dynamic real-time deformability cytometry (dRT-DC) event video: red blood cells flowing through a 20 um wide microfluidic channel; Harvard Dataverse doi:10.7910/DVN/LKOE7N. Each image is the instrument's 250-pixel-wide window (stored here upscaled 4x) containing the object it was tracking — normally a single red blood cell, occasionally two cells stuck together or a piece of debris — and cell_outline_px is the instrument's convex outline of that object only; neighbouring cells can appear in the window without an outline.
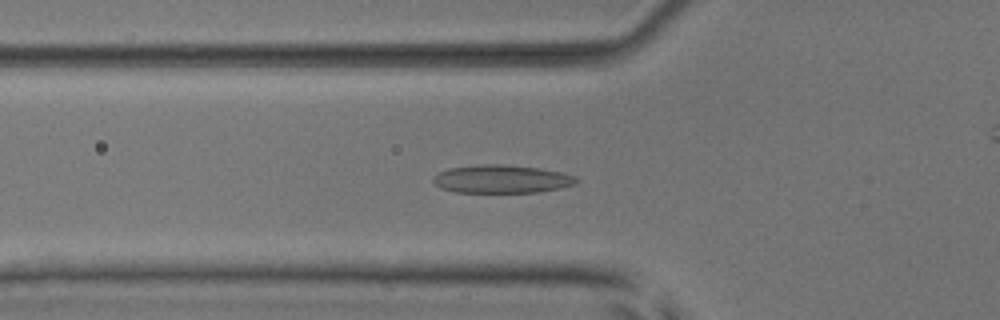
{"species": "common noctule bat (a hibernating species)", "species_latin": "Nyctalus noctula", "temperature_condition": "room temperature", "stored_images_in_passage": 54, "camera_frame_rate_fps": 3000, "um_per_image_px": 0.085, "animal": {"sex": "male", "body_mass_g": 17.9, "forearm_length_mm": 54.2}, "frame": {"image": 1, "passage_image": 19, "time_ms": 6.0, "image_size_px": [1000, 320], "cell_outline_px": [[580, 180], [576, 184], [560, 188], [536, 192], [456, 192], [440, 188], [432, 180], [440, 172], [448, 168], [476, 164], [500, 164], [540, 168], [560, 172], [576, 176]], "centroid_in_image_um": [42.66, 15.21], "position_along_channel_um": 83.1, "area_um2": 23.47}}
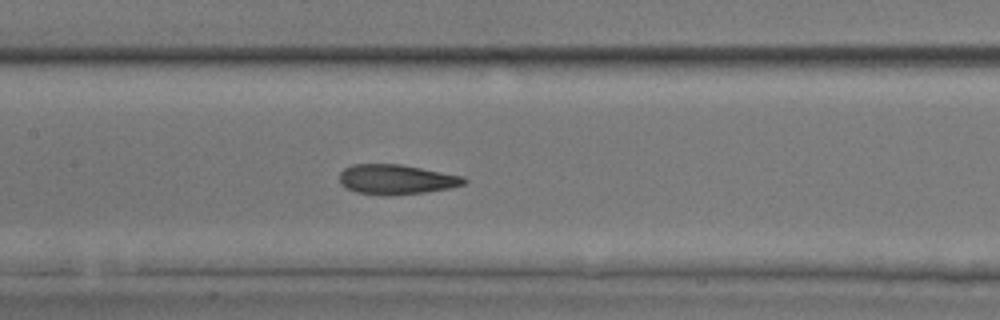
{"frame": {"image": 2, "passage_image": 26, "time_ms": 8.333, "image_size_px": [1000, 320], "cell_outline_px": [[468, 180], [464, 184], [452, 188], [424, 192], [388, 196], [356, 192], [340, 184], [340, 172], [344, 168], [352, 164], [400, 164], [464, 176]], "centroid_in_image_um": [33.7, 15.25], "position_along_channel_um": 173.7, "area_um2": 21.73}}
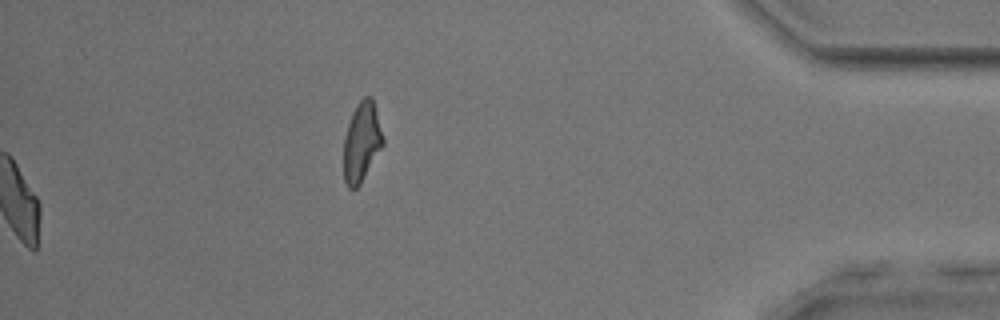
{"frame": {"image": 3, "passage_image": 54, "time_ms": 17.667, "image_size_px": [1000, 320], "cell_outline_px": [[384, 144], [360, 184], [356, 188], [348, 188], [344, 180], [344, 136], [352, 112], [360, 100], [364, 96], [372, 96], [384, 136]], "centroid_in_image_um": [30.75, 12.05], "position_along_channel_um": 404.4, "area_um2": 18.26}, "authors_computed_cell_mechanics": {"area_um2": 21.9929, "velocity_mm_per_s": 3.8756, "shape_relaxation_time_tau1_ms": 5.2255, "shape_relaxation_time_tau2_ms": 1.5405, "deformation_change_tau1": 0.16, "deformation_change_tau2": 0.067}}